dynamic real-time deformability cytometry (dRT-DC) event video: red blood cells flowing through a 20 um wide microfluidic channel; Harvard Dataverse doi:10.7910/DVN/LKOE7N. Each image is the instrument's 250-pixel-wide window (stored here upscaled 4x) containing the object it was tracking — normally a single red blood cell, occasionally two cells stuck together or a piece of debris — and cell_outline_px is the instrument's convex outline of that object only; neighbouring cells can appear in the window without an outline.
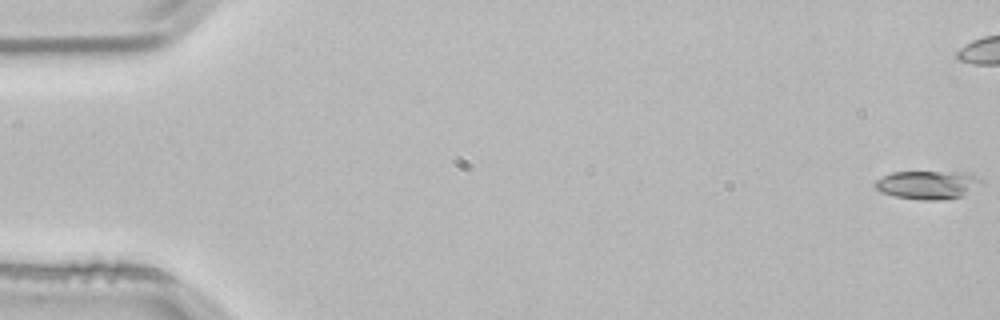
{"species": "common noctule bat (a hibernating species)", "species_latin": "Nyctalus noctula", "temperature_condition": "room temperature", "stored_images_in_passage": 6, "camera_frame_rate_fps": 3000, "um_per_image_px": 0.085, "animal": {"sex": "male", "body_mass_g": 21.5, "forearm_length_mm": 52.0}, "frame": {"image": 1, "passage_image": 1, "time_ms": 0.0, "image_size_px": [1000, 320], "cell_outline_px": [[984, 184], [964, 196], [936, 200], [920, 200], [896, 196], [880, 192], [872, 184], [876, 180], [892, 172], [972, 172], [984, 180]], "centroid_in_image_um": [78.94, 15.7], "position_along_channel_um": 6.1, "area_um2": 17.98}}
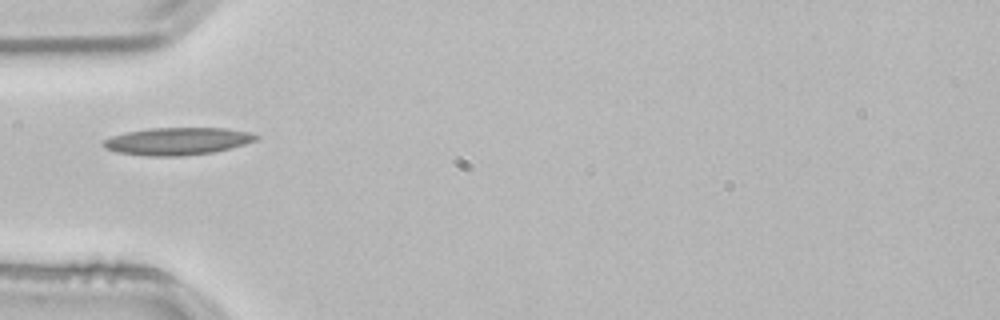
{"frame": {"image": 2, "passage_image": 6, "time_ms": 1.667, "image_size_px": [1000, 320], "cell_outline_px": [[260, 136], [256, 140], [244, 144], [212, 152], [180, 156], [148, 156], [116, 152], [104, 148], [104, 140], [112, 136], [128, 132], [148, 128], [224, 128], [252, 132]], "centroid_in_image_um": [15.09, 12.0], "position_along_channel_um": 69.9, "area_um2": 24.22}}